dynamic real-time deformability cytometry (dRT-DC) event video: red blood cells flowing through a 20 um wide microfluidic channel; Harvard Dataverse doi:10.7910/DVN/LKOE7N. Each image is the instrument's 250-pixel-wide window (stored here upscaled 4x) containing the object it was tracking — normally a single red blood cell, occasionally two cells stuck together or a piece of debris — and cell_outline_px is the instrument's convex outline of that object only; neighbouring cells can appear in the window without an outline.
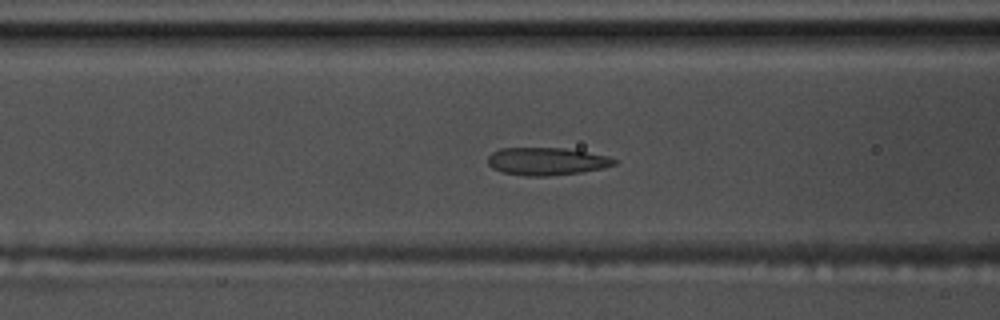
{"species": "common noctule bat (a hibernating species)", "species_latin": "Nyctalus noctula", "temperature_condition": "warm", "stored_images_in_passage": 60, "camera_frame_rate_fps": 3000, "um_per_image_px": 0.085, "animal": {"sex": "male", "body_mass_g": 17.5, "forearm_length_mm": 52.3}, "frame": {"image": 1, "passage_image": 24, "time_ms": 7.667, "image_size_px": [1000, 320], "cell_outline_px": [[616, 164], [604, 168], [580, 172], [548, 176], [524, 176], [504, 172], [492, 168], [488, 164], [488, 156], [492, 152], [500, 148], [564, 148], [608, 156], [616, 160]], "centroid_in_image_um": [46.45, 13.71], "position_along_channel_um": 120.2, "area_um2": 20.29}}
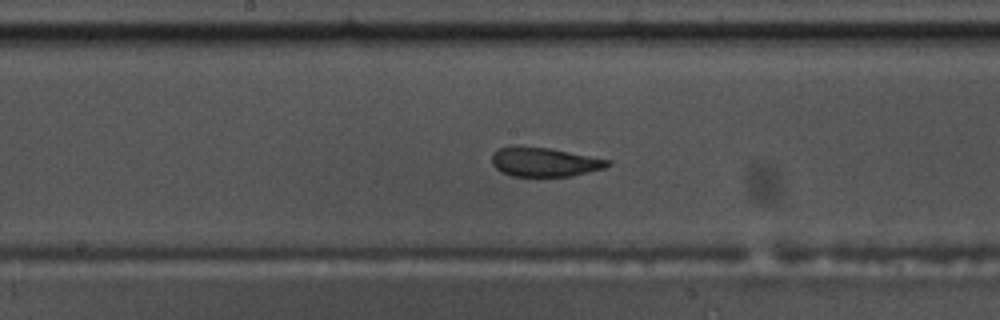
{"frame": {"image": 2, "passage_image": 31, "time_ms": 10.0, "image_size_px": [1000, 320], "cell_outline_px": [[612, 164], [604, 168], [572, 176], [512, 176], [500, 172], [492, 164], [492, 152], [496, 148], [512, 144], [552, 148], [612, 160]], "centroid_in_image_um": [46.24, 13.74], "position_along_channel_um": 202.0, "area_um2": 20.29}}
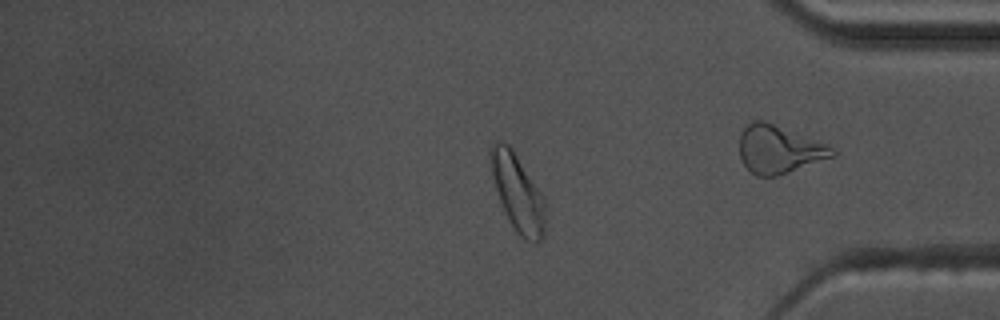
{"frame": {"image": 3, "passage_image": 49, "time_ms": 16.0, "image_size_px": [1000, 320], "cell_outline_px": [[544, 236], [540, 240], [524, 240], [516, 232], [500, 200], [492, 176], [488, 152], [492, 144], [496, 140], [500, 140], [508, 144], [512, 148], [544, 196]], "centroid_in_image_um": [43.98, 16.31], "position_along_channel_um": 391.2, "area_um2": 24.22}, "authors_computed_cell_mechanics": {"area_um2": 21.5305, "velocity_mm_per_s": 3.5237, "shape_relaxation_time_tau1_ms": null, "shape_relaxation_time_tau2_ms": 1.5707, "deformation_change_tau1": null, "deformation_change_tau2": 0.0899}}